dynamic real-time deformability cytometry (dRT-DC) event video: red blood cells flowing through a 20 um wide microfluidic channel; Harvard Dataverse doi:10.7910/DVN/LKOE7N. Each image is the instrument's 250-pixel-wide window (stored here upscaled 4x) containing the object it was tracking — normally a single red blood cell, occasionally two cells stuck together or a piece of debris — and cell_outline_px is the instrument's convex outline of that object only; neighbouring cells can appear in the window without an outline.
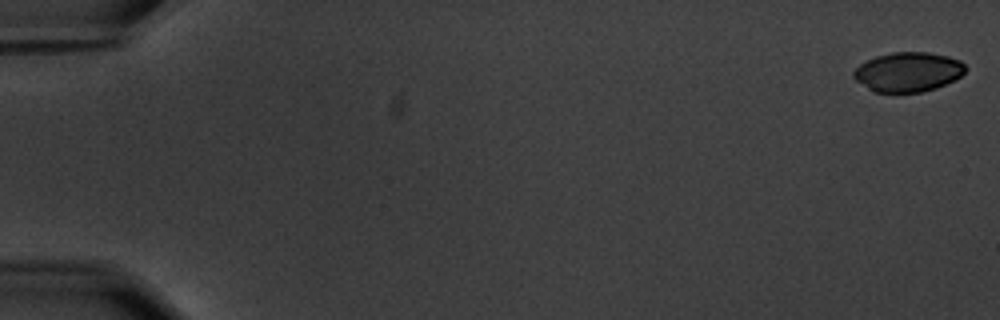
{"species": "common noctule bat (a hibernating species)", "species_latin": "Nyctalus noctula", "temperature_condition": "warm", "stored_images_in_passage": 58, "camera_frame_rate_fps": 3000, "um_per_image_px": 0.085, "animal": {"sex": "male", "body_mass_g": 20.1, "forearm_length_mm": 53.5}, "frame": {"image": 1, "passage_image": 1, "time_ms": 0.0, "image_size_px": [1000, 320], "cell_outline_px": [[968, 68], [960, 76], [936, 88], [920, 92], [872, 92], [856, 80], [852, 76], [852, 72], [860, 64], [876, 56], [892, 52], [928, 52], [948, 56], [960, 60]], "centroid_in_image_um": [77.17, 6.11], "position_along_channel_um": 7.8, "area_um2": 25.72}}
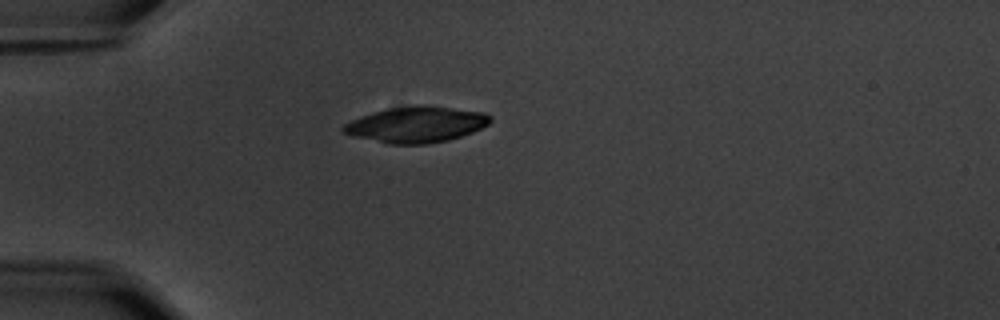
{"frame": {"image": 2, "passage_image": 17, "time_ms": 5.333, "image_size_px": [1000, 320], "cell_outline_px": [[492, 120], [488, 124], [472, 132], [448, 140], [424, 144], [388, 144], [352, 136], [344, 132], [340, 128], [344, 124], [360, 116], [372, 112], [392, 108], [416, 104], [424, 104], [484, 112], [492, 116]], "centroid_in_image_um": [35.38, 10.57], "position_along_channel_um": 49.6, "area_um2": 30.81}}
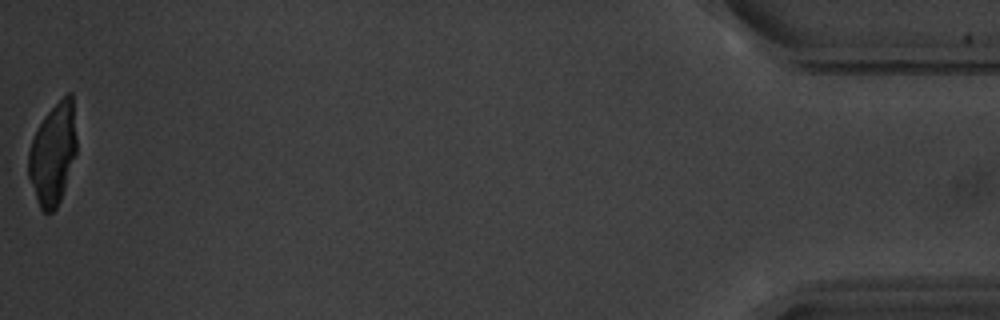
{"frame": {"image": 3, "passage_image": 58, "time_ms": 19.0, "image_size_px": [1000, 320], "cell_outline_px": [[76, 152], [60, 200], [56, 208], [52, 212], [44, 212], [40, 208], [28, 176], [28, 152], [32, 140], [44, 116], [68, 92], [72, 92], [76, 136]], "centroid_in_image_um": [4.5, 13.08], "position_along_channel_um": 430.7, "area_um2": 27.98}}